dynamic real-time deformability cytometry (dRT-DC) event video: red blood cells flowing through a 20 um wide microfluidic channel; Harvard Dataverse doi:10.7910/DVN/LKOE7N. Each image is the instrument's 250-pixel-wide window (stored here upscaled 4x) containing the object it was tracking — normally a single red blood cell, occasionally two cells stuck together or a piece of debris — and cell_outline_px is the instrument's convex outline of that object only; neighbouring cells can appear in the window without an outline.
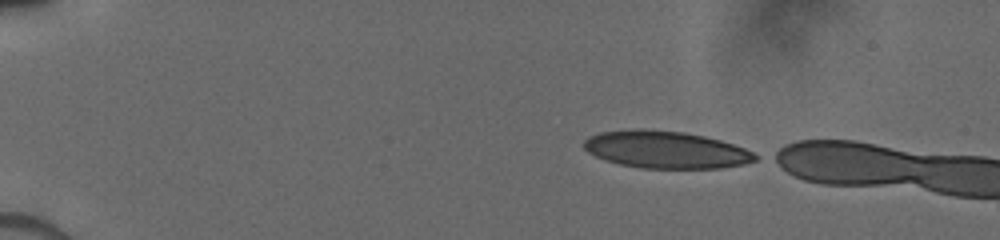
{"species": "human", "species_latin": "Homo sapiens", "temperature_condition": "cold", "stored_images_in_passage": 6, "camera_frame_rate_fps": 3000, "um_per_image_px": 0.085, "donor": {"sex": "male"}, "frame": {"image": 1, "passage_image": 1, "time_ms": 0.0, "image_size_px": [1000, 240], "cell_outline_px": [[760, 156], [756, 160], [744, 164], [720, 168], [640, 168], [620, 164], [604, 160], [588, 152], [584, 148], [584, 140], [588, 136], [600, 132], [636, 128], [648, 128], [684, 132], [704, 136], [720, 140], [744, 148]], "centroid_in_image_um": [56.57, 12.71], "position_along_channel_um": 28.4, "area_um2": 37.4}}